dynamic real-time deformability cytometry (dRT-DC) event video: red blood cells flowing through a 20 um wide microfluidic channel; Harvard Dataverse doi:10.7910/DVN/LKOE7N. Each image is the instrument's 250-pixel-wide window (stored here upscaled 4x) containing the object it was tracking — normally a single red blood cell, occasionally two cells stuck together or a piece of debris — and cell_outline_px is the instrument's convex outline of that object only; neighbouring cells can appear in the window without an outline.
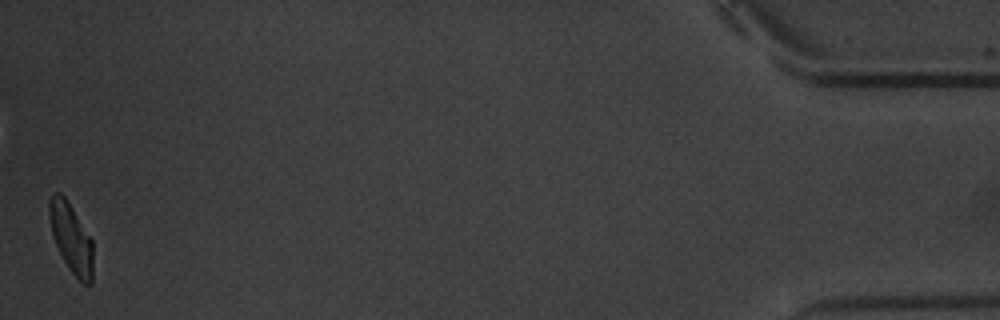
{"species": "common noctule bat (a hibernating species)", "species_latin": "Nyctalus noctula", "temperature_condition": "warm", "stored_images_in_passage": 14, "camera_frame_rate_fps": 3000, "um_per_image_px": 0.085, "animal": {"sex": "male", "body_mass_g": 20.1, "forearm_length_mm": 53.5}, "frame": {"image": 1, "passage_image": 14, "time_ms": 17.0, "image_size_px": [1000, 320], "cell_outline_px": [[92, 284], [84, 284], [68, 268], [52, 236], [48, 216], [48, 200], [52, 192], [60, 192], [64, 196], [92, 240]], "centroid_in_image_um": [6.01, 20.2], "position_along_channel_um": 429.2, "area_um2": 17.51}, "authors_computed_cell_mechanics": {"area_um2": 18.6405, "velocity_mm_per_s": 3.5267, "shape_relaxation_time_tau1_ms": 2.4877, "shape_relaxation_time_tau2_ms": 4.2414, "deformation_change_tau1": 0.1132, "deformation_change_tau2": 0.0738}}